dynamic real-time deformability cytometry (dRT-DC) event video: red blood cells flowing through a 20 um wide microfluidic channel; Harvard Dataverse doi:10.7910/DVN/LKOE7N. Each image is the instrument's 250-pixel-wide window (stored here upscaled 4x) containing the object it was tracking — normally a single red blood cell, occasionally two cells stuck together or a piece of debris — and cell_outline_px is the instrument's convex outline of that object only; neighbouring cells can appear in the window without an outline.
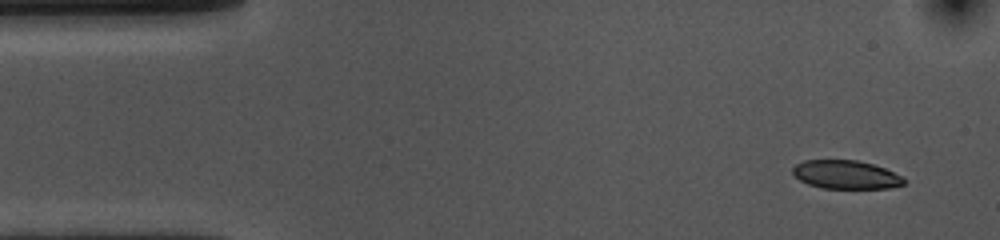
{"species": "common noctule bat (a hibernating species)", "species_latin": "Nyctalus noctula", "temperature_condition": "cold", "stored_images_in_passage": 52, "camera_frame_rate_fps": 3000, "um_per_image_px": 0.085, "animal": {"sex": "female", "body_mass_g": 10.0, "forearm_length_mm": 53.1}, "frame": {"image": 1, "passage_image": 1, "time_ms": 0.0, "image_size_px": [1000, 240], "cell_outline_px": [[904, 184], [888, 188], [820, 188], [808, 184], [800, 180], [792, 172], [792, 168], [796, 164], [804, 160], [856, 160], [872, 164], [884, 168], [904, 176]], "centroid_in_image_um": [71.89, 14.84], "position_along_channel_um": 13.1, "area_um2": 18.44}}
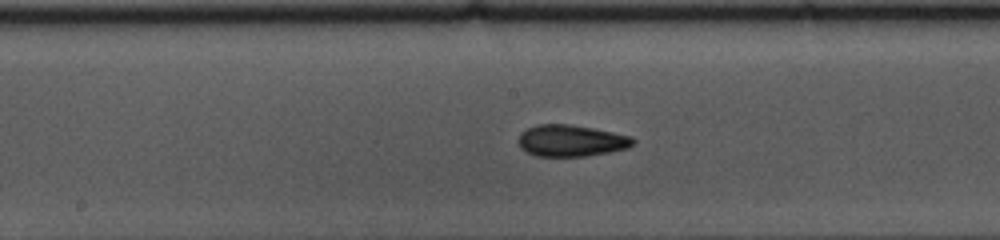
{"frame": {"image": 2, "passage_image": 24, "time_ms": 7.667, "image_size_px": [1000, 240], "cell_outline_px": [[636, 140], [628, 148], [608, 152], [584, 156], [536, 156], [520, 148], [520, 132], [528, 128], [540, 124], [568, 124], [592, 128], [632, 136]], "centroid_in_image_um": [48.56, 11.95], "position_along_channel_um": 199.6, "area_um2": 20.87}}
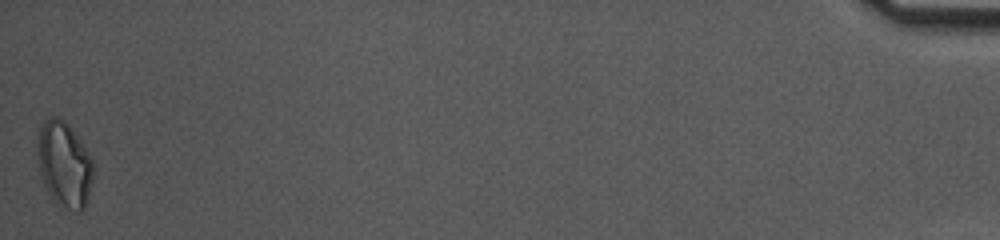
{"frame": {"image": 3, "passage_image": 52, "time_ms": 17.0, "image_size_px": [1000, 240], "cell_outline_px": [[92, 184], [84, 208], [80, 212], [76, 212], [60, 208], [52, 200], [44, 184], [40, 172], [36, 156], [36, 140], [40, 128], [44, 120], [52, 116], [60, 116], [68, 124], [92, 156]], "centroid_in_image_um": [5.44, 13.98], "position_along_channel_um": 429.8, "area_um2": 28.38}, "authors_computed_cell_mechanics": {"area_um2": 20.6346, "velocity_mm_per_s": 3.5765, "shape_relaxation_time_tau1_ms": 4.6137, "shape_relaxation_time_tau2_ms": 3.0082, "deformation_change_tau1": 0.1297, "deformation_change_tau2": 0.0736}}